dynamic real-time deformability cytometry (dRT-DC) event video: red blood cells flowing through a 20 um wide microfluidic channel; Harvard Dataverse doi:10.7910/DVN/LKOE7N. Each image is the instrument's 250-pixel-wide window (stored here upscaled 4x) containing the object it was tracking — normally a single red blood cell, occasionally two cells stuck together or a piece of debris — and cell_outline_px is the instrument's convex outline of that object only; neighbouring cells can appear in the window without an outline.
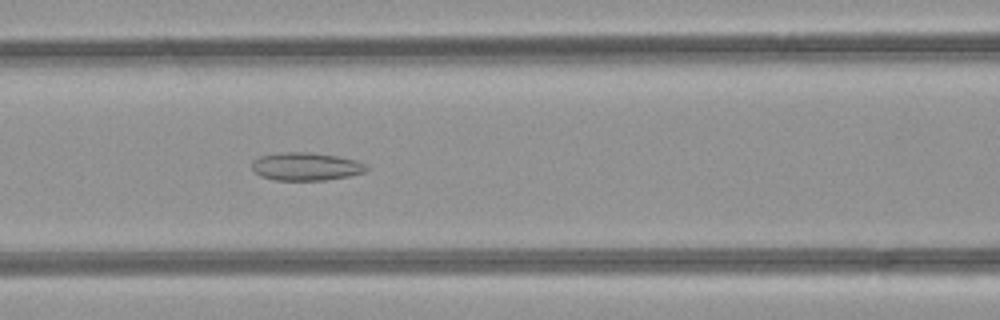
{"species": "common noctule bat (a hibernating species)", "species_latin": "Nyctalus noctula", "temperature_condition": "room temperature", "stored_images_in_passage": 41, "camera_frame_rate_fps": 3000, "um_per_image_px": 0.085, "animal": {"sex": "female", "body_mass_g": 21.9}, "frame": {"image": 1, "passage_image": 12, "time_ms": 3.667, "image_size_px": [1000, 320], "cell_outline_px": [[368, 168], [364, 172], [348, 176], [324, 180], [276, 180], [260, 176], [252, 168], [252, 160], [260, 156], [284, 152], [308, 152], [336, 156], [356, 160], [364, 164]], "centroid_in_image_um": [25.98, 14.15], "position_along_channel_um": 140.6, "area_um2": 18.5}}
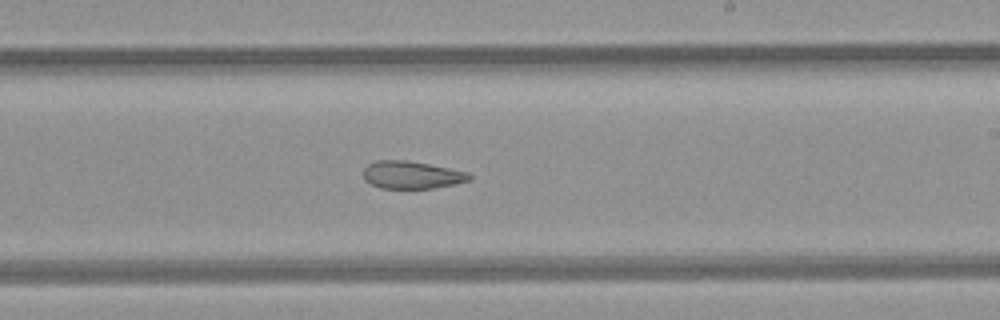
{"frame": {"image": 2, "passage_image": 20, "time_ms": 6.333, "image_size_px": [1000, 320], "cell_outline_px": [[472, 180], [456, 184], [432, 188], [380, 188], [364, 180], [364, 168], [368, 164], [376, 160], [404, 160], [428, 164], [468, 172], [472, 176]], "centroid_in_image_um": [35.01, 14.87], "position_along_channel_um": 254.0, "area_um2": 16.99}}
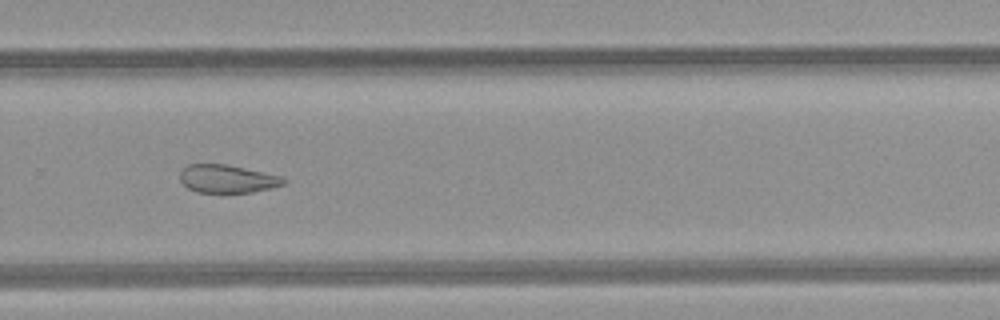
{"frame": {"image": 3, "passage_image": 24, "time_ms": 7.667, "image_size_px": [1000, 320], "cell_outline_px": [[288, 180], [284, 184], [272, 188], [252, 192], [196, 192], [188, 188], [180, 180], [180, 172], [188, 164], [224, 164], [284, 176]], "centroid_in_image_um": [19.36, 15.2], "position_along_channel_um": 310.4, "area_um2": 16.94}}